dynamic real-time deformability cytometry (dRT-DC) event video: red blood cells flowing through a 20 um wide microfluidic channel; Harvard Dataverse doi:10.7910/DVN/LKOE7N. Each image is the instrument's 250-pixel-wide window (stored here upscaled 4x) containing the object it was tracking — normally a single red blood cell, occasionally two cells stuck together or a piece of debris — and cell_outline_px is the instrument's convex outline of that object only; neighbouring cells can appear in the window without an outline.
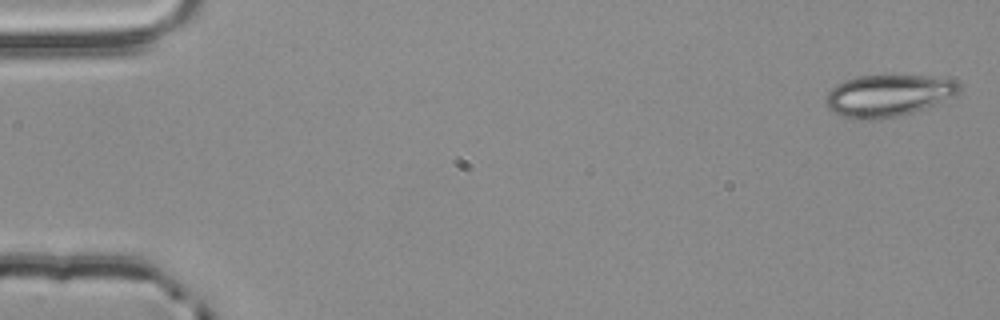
{"species": "common noctule bat (a hibernating species)", "species_latin": "Nyctalus noctula", "temperature_condition": "room temperature", "stored_images_in_passage": 4, "camera_frame_rate_fps": 3000, "um_per_image_px": 0.085, "animal": {"sex": "male", "body_mass_g": 20.4}, "frame": {"image": 1, "passage_image": 1, "time_ms": 0.0, "image_size_px": [1000, 320], "cell_outline_px": [[960, 92], [952, 96], [924, 108], [912, 112], [896, 116], [872, 120], [868, 120], [844, 116], [828, 108], [824, 100], [828, 92], [836, 84], [844, 80], [856, 76], [936, 76], [956, 80], [960, 84]], "centroid_in_image_um": [75.49, 8.1], "position_along_channel_um": 9.5, "area_um2": 32.19}}